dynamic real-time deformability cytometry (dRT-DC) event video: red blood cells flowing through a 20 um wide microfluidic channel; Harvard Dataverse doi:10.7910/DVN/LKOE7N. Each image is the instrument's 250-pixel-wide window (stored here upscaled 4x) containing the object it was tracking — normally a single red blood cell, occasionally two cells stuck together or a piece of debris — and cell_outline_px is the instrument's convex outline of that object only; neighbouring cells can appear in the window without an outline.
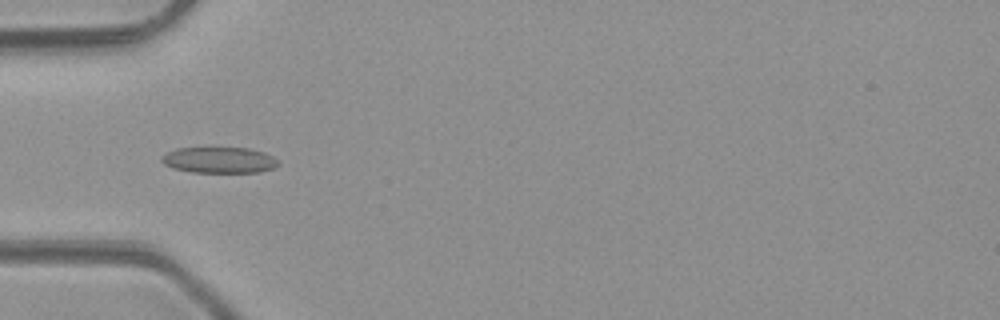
{"species": "common noctule bat (a hibernating species)", "species_latin": "Nyctalus noctula", "temperature_condition": "room temperature", "stored_images_in_passage": 3, "camera_frame_rate_fps": 3000, "um_per_image_px": 0.085, "animal": {"sex": "male", "body_mass_g": 23.1, "forearm_length_mm": 52.7}, "frame": {"image": 1, "passage_image": 3, "time_ms": 2.333, "image_size_px": [1000, 320], "cell_outline_px": [[280, 164], [272, 168], [260, 172], [192, 172], [172, 168], [164, 164], [160, 160], [160, 156], [176, 148], [248, 148], [264, 152], [272, 156]], "centroid_in_image_um": [18.6, 13.6], "position_along_channel_um": 66.4, "area_um2": 17.63}}